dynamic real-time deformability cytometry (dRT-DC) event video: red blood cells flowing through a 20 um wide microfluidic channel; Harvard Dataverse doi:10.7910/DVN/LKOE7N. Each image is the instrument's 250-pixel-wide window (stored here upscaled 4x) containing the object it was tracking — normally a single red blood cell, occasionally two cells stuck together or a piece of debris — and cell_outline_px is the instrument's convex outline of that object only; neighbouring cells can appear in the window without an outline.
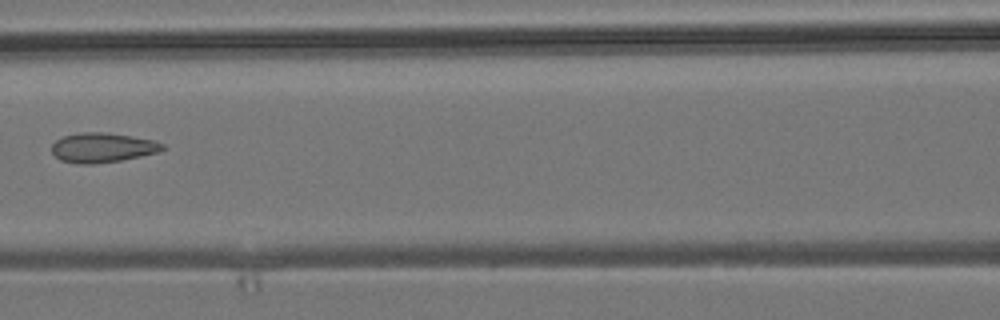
{"species": "common noctule bat (a hibernating species)", "species_latin": "Nyctalus noctula", "temperature_condition": "room temperature", "stored_images_in_passage": 6, "camera_frame_rate_fps": 3000, "um_per_image_px": 0.085, "animal": {"sex": "male", "body_mass_g": 19.2, "forearm_length_mm": 51.8}, "frame": {"image": 1, "passage_image": 5, "time_ms": 4.667, "image_size_px": [1000, 320], "cell_outline_px": [[164, 148], [156, 152], [140, 156], [120, 160], [92, 164], [84, 164], [60, 160], [52, 152], [52, 144], [56, 140], [64, 136], [80, 132], [108, 132], [132, 136], [152, 140], [164, 144]], "centroid_in_image_um": [8.68, 12.53], "position_along_channel_um": 157.9, "area_um2": 18.9}}
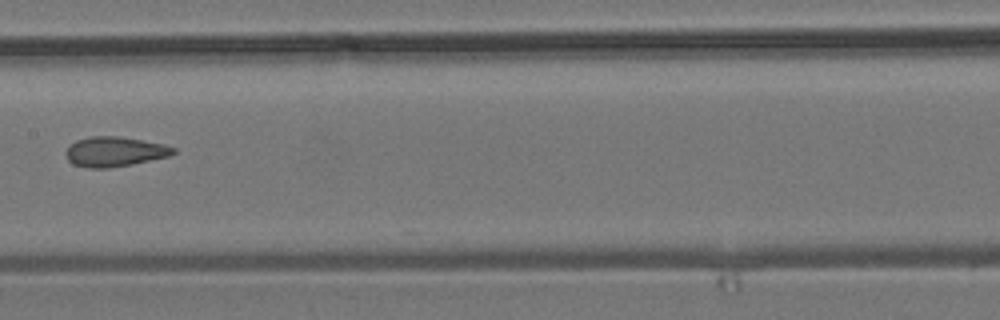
{"frame": {"image": 2, "passage_image": 6, "time_ms": 5.667, "image_size_px": [1000, 320], "cell_outline_px": [[176, 152], [168, 156], [132, 164], [108, 168], [88, 168], [72, 164], [68, 160], [64, 152], [76, 140], [88, 136], [116, 136], [164, 144], [176, 148]], "centroid_in_image_um": [9.72, 12.89], "position_along_channel_um": 197.7, "area_um2": 18.61}}